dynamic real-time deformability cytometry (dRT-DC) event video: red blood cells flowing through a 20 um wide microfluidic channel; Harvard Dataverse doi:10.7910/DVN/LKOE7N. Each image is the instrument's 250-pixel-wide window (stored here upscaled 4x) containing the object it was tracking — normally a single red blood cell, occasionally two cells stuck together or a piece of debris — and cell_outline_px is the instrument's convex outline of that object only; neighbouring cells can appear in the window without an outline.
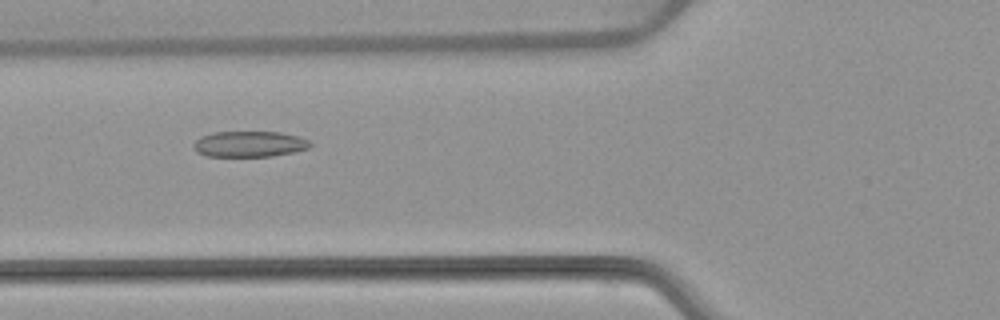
{"species": "common noctule bat (a hibernating species)", "species_latin": "Nyctalus noctula", "temperature_condition": "warm", "stored_images_in_passage": 53, "camera_frame_rate_fps": 3000, "um_per_image_px": 0.085, "animal": {"sex": "female", "body_mass_g": 22.7, "forearm_length_mm": 54.2}, "frame": {"image": 1, "passage_image": 20, "time_ms": 6.333, "image_size_px": [1000, 320], "cell_outline_px": [[312, 144], [308, 148], [292, 152], [272, 156], [204, 156], [196, 152], [192, 148], [192, 144], [200, 136], [216, 132], [280, 132], [296, 136], [308, 140]], "centroid_in_image_um": [21.13, 12.25], "position_along_channel_um": 104.7, "area_um2": 17.51}}
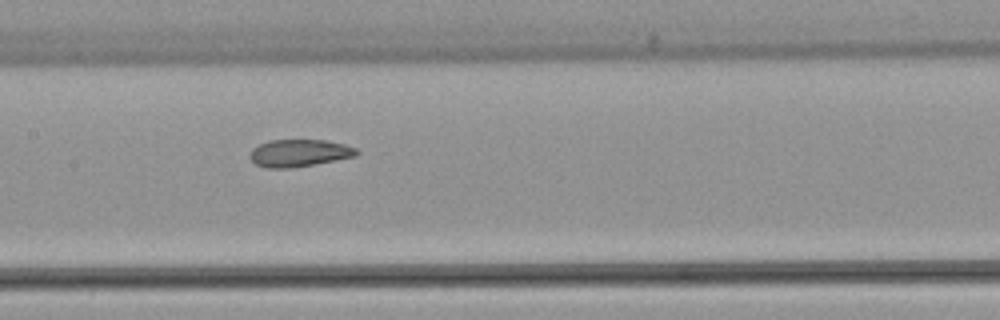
{"frame": {"image": 2, "passage_image": 26, "time_ms": 8.333, "image_size_px": [1000, 320], "cell_outline_px": [[360, 152], [356, 156], [316, 164], [292, 168], [264, 168], [256, 164], [248, 156], [252, 148], [268, 140], [324, 140], [344, 144], [356, 148]], "centroid_in_image_um": [25.42, 13.01], "position_along_channel_um": 182.0, "area_um2": 17.11}}
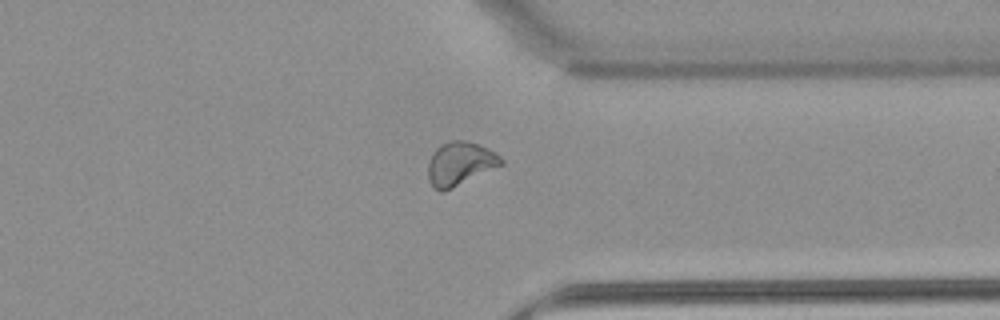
{"frame": {"image": 3, "passage_image": 41, "time_ms": 13.333, "image_size_px": [1000, 320], "cell_outline_px": [[504, 164], [452, 188], [440, 192], [432, 188], [428, 180], [428, 164], [432, 152], [440, 144], [448, 140], [468, 140], [480, 144], [500, 156], [504, 160]], "centroid_in_image_um": [39.07, 13.9], "position_along_channel_um": 372.3, "area_um2": 18.79}, "authors_computed_cell_mechanics": {"area_um2": 19.0162, "velocity_mm_per_s": 3.8519, "shape_relaxation_time_tau1_ms": 6.003, "shape_relaxation_time_tau2_ms": 2.0139, "deformation_change_tau1": 0.1559, "deformation_change_tau2": 0.0844}}